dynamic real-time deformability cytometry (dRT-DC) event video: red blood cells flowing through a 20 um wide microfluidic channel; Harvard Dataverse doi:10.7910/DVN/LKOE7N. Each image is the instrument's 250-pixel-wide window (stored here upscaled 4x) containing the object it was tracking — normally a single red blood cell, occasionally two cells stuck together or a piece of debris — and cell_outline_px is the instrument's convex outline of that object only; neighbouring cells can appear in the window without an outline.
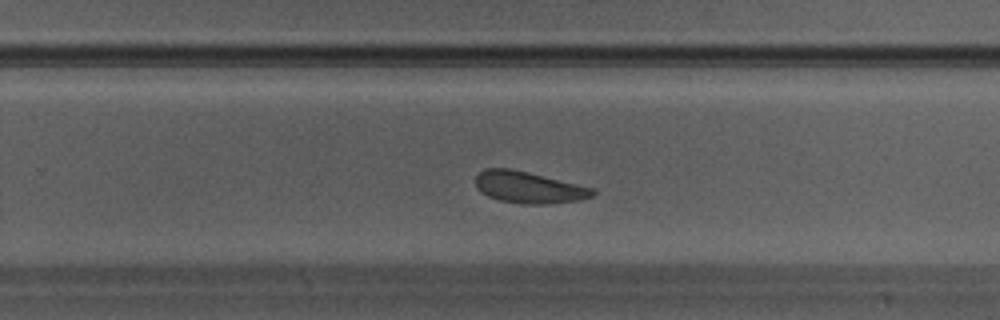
{"species": "Egyptian fruit bat (a non-hibernating species)", "species_latin": "Rousettus aegyptiacus", "temperature_condition": "warm", "stored_images_in_passage": 30, "camera_frame_rate_fps": 3000, "um_per_image_px": 0.085, "animal": {"sex": "male"}, "frame": {"image": 1, "passage_image": 18, "time_ms": 5.667, "image_size_px": [1000, 320], "cell_outline_px": [[596, 192], [592, 196], [580, 200], [548, 204], [524, 204], [500, 200], [488, 196], [480, 192], [476, 188], [476, 176], [484, 168], [508, 168], [528, 172], [596, 188]], "centroid_in_image_um": [44.96, 15.92], "position_along_channel_um": 284.8, "area_um2": 21.68}}